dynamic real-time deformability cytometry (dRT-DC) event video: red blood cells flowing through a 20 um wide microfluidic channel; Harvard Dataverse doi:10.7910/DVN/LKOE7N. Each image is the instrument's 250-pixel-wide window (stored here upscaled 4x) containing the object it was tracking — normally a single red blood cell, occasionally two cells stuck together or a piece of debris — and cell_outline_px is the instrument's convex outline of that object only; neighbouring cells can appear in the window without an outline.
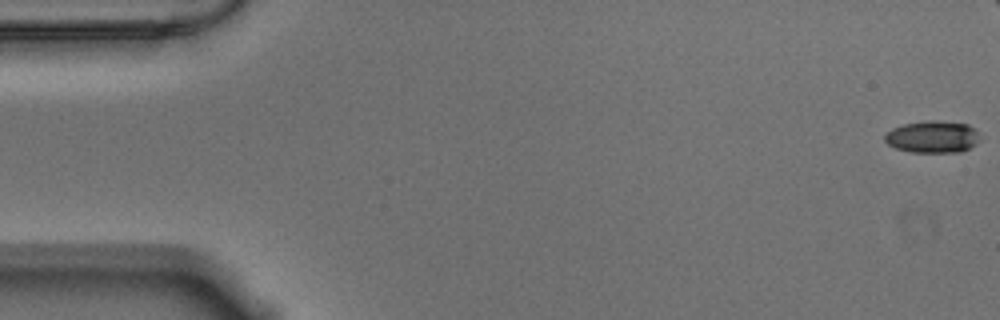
{"species": "Egyptian fruit bat (a non-hibernating species)", "species_latin": "Rousettus aegyptiacus", "temperature_condition": "warm", "stored_images_in_passage": 15, "camera_frame_rate_fps": 3000, "um_per_image_px": 0.085, "animal": {"sex": "male"}, "frame": {"image": 1, "passage_image": 1, "time_ms": 0.0, "image_size_px": [1000, 320], "cell_outline_px": [[980, 140], [976, 144], [960, 152], [912, 152], [896, 148], [888, 144], [884, 140], [884, 136], [892, 128], [904, 124], [928, 120], [936, 120], [968, 124], [976, 128]], "centroid_in_image_um": [79.29, 11.62], "position_along_channel_um": 5.7, "area_um2": 17.8}}